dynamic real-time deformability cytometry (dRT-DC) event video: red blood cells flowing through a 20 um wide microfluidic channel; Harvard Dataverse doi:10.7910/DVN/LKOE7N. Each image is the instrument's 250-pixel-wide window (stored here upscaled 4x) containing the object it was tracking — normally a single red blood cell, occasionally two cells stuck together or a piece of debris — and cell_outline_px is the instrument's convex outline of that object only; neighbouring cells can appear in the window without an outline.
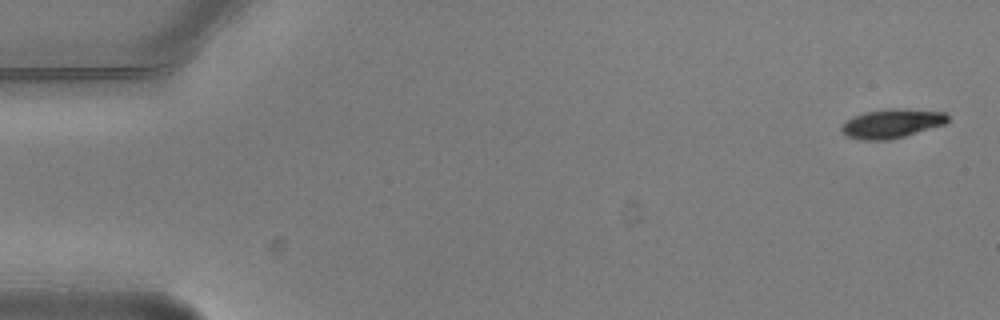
{"species": "common noctule bat (a hibernating species)", "species_latin": "Nyctalus noctula", "temperature_condition": "warm", "stored_images_in_passage": 5, "camera_frame_rate_fps": 3000, "um_per_image_px": 0.085, "animal": {"sex": "male", "body_mass_g": 20.5, "forearm_length_mm": 52.5}, "frame": {"image": 1, "passage_image": 1, "time_ms": 0.0, "image_size_px": [1000, 320], "cell_outline_px": [[948, 120], [944, 124], [904, 136], [888, 140], [860, 140], [848, 136], [840, 128], [844, 120], [852, 116], [864, 112], [888, 108], [908, 108], [944, 112], [948, 116]], "centroid_in_image_um": [75.77, 10.48], "position_along_channel_um": 9.2, "area_um2": 18.09}}
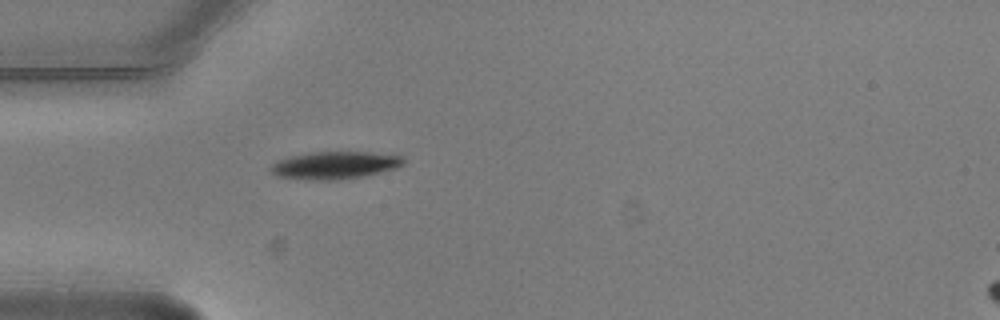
{"frame": {"image": 2, "passage_image": 5, "time_ms": 1.333, "image_size_px": [1000, 320], "cell_outline_px": [[404, 164], [396, 168], [364, 176], [336, 180], [304, 180], [276, 176], [268, 168], [272, 164], [288, 156], [308, 152], [372, 152], [404, 156]], "centroid_in_image_um": [28.44, 14.04], "position_along_channel_um": 56.6, "area_um2": 21.5}}